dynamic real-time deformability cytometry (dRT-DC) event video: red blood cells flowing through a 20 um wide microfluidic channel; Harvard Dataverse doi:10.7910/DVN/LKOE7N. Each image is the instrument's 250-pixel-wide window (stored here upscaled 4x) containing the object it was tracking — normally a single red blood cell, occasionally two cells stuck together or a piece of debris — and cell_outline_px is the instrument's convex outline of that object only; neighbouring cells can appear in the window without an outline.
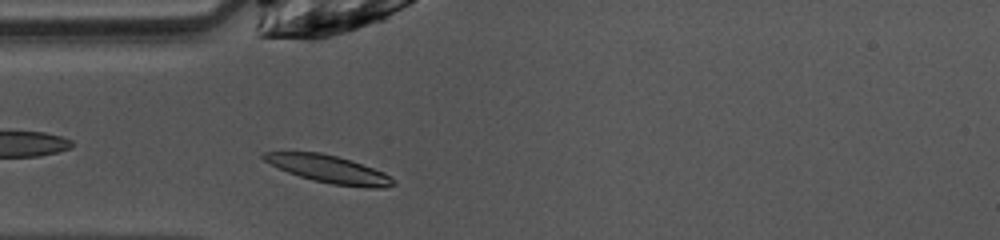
{"species": "common noctule bat (a hibernating species)", "species_latin": "Nyctalus noctula", "temperature_condition": "warm", "stored_images_in_passage": 38, "camera_frame_rate_fps": 3000, "um_per_image_px": 0.085, "animal": {"sex": "female", "body_mass_g": 10.0, "forearm_length_mm": 53.1}, "frame": {"image": 1, "passage_image": 3, "time_ms": 0.667, "image_size_px": [1000, 240], "cell_outline_px": [[396, 184], [384, 188], [372, 188], [332, 184], [312, 180], [288, 172], [264, 160], [260, 156], [264, 152], [320, 152], [352, 160], [384, 172], [396, 180]], "centroid_in_image_um": [28.01, 14.38], "position_along_channel_um": 57.0, "area_um2": 20.69}}
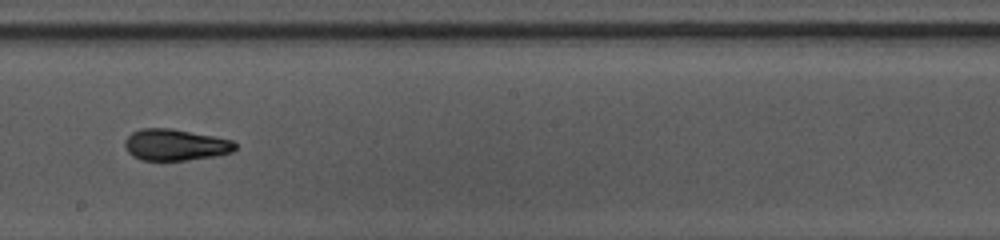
{"frame": {"image": 2, "passage_image": 16, "time_ms": 5.0, "image_size_px": [1000, 240], "cell_outline_px": [[236, 148], [232, 152], [216, 156], [184, 160], [140, 160], [132, 156], [124, 148], [124, 140], [132, 132], [140, 128], [172, 128], [232, 140], [236, 144]], "centroid_in_image_um": [14.86, 12.31], "position_along_channel_um": 233.3, "area_um2": 20.29}}
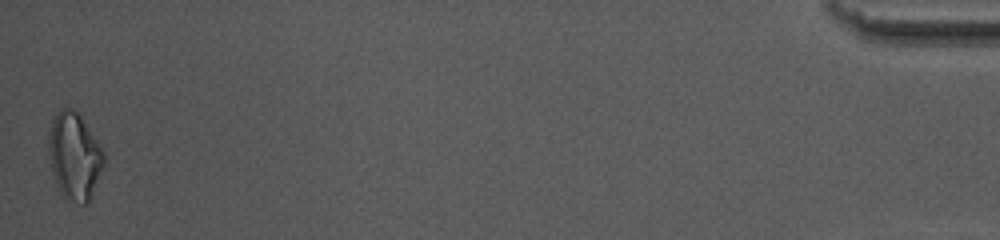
{"frame": {"image": 3, "passage_image": 38, "time_ms": 12.333, "image_size_px": [1000, 240], "cell_outline_px": [[104, 164], [92, 192], [88, 200], [84, 204], [80, 204], [64, 196], [60, 192], [56, 184], [52, 172], [48, 152], [48, 136], [52, 120], [56, 112], [60, 108], [72, 108], [80, 116], [104, 152]], "centroid_in_image_um": [6.29, 13.24], "position_along_channel_um": 428.9, "area_um2": 27.51}, "authors_computed_cell_mechanics": {"area_um2": 20.4901, "velocity_mm_per_s": 4.0575, "shape_relaxation_time_tau1_ms": 4.5123, "shape_relaxation_time_tau2_ms": 2.3444, "deformation_change_tau1": 0.1842, "deformation_change_tau2": 0.0738}}